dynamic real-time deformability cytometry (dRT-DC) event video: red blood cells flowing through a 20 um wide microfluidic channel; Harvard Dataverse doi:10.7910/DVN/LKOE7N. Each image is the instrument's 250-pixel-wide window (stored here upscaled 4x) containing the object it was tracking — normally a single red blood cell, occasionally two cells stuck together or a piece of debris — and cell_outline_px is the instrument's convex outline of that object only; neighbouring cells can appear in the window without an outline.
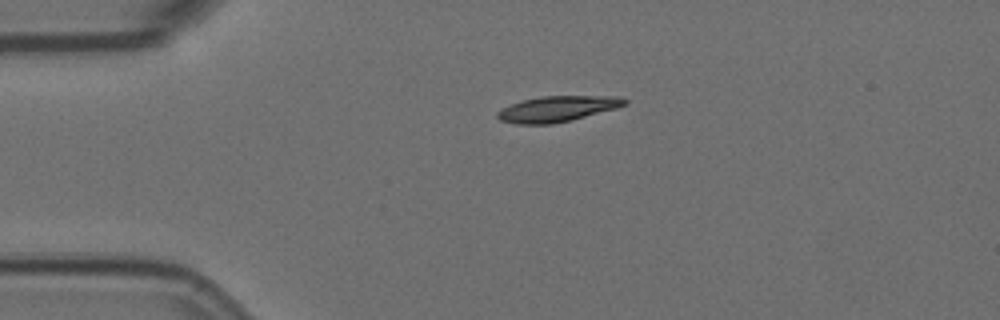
{"species": "Egyptian fruit bat (a non-hibernating species)", "species_latin": "Rousettus aegyptiacus", "temperature_condition": "room temperature", "stored_images_in_passage": 2, "camera_frame_rate_fps": 3000, "um_per_image_px": 0.085, "animal": {"sex": "female"}, "frame": {"image": 1, "passage_image": 1, "time_ms": 0.0, "image_size_px": [1000, 320], "cell_outline_px": [[628, 104], [616, 108], [572, 120], [552, 124], [516, 124], [500, 120], [496, 116], [496, 112], [520, 100], [540, 96], [616, 96], [628, 100]], "centroid_in_image_um": [47.37, 9.25], "position_along_channel_um": 37.6, "area_um2": 19.07}}